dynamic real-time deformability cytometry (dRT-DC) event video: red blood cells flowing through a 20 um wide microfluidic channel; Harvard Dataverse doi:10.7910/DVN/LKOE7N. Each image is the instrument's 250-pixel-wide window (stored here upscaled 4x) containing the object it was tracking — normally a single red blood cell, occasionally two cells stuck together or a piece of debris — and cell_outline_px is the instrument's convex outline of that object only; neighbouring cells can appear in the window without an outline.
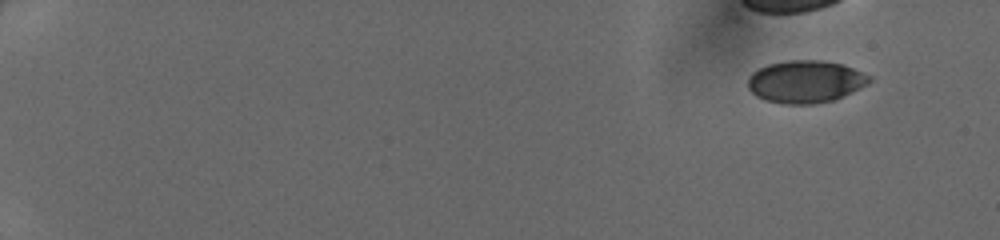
{"species": "human", "species_latin": "Homo sapiens", "temperature_condition": "cold", "stored_images_in_passage": 46, "camera_frame_rate_fps": 3000, "um_per_image_px": 0.085, "donor": {"sex": "female"}, "frame": {"image": 1, "passage_image": 1, "time_ms": 0.0, "image_size_px": [1000, 240], "cell_outline_px": [[872, 80], [868, 84], [836, 100], [816, 104], [784, 104], [764, 100], [756, 96], [748, 88], [748, 76], [752, 72], [768, 64], [788, 60], [820, 60], [840, 64], [852, 68], [872, 76]], "centroid_in_image_um": [68.47, 6.95], "position_along_channel_um": 16.5, "area_um2": 30.23}}